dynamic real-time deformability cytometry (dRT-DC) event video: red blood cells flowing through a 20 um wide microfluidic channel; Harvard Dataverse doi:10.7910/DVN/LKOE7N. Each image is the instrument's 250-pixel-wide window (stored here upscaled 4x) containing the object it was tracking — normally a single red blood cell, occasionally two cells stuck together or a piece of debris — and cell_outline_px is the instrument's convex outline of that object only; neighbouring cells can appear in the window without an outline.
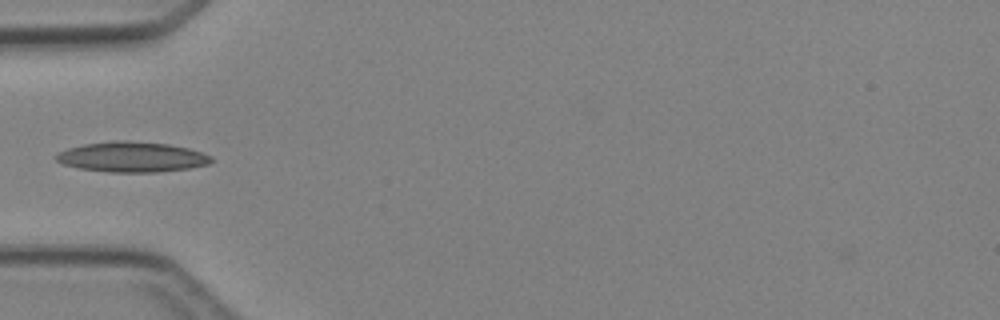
{"species": "Egyptian fruit bat (a non-hibernating species)", "species_latin": "Rousettus aegyptiacus", "temperature_condition": "cold", "stored_images_in_passage": 4, "camera_frame_rate_fps": 3000, "um_per_image_px": 0.085, "animal": {"sex": "female"}, "frame": {"image": 1, "passage_image": 4, "time_ms": 3.333, "image_size_px": [1000, 320], "cell_outline_px": [[216, 160], [208, 164], [188, 168], [156, 172], [108, 172], [80, 168], [64, 164], [56, 160], [56, 156], [60, 152], [68, 148], [84, 144], [112, 140], [128, 140], [168, 144], [188, 148], [212, 156]], "centroid_in_image_um": [11.24, 13.33], "position_along_channel_um": 73.8, "area_um2": 27.28}}